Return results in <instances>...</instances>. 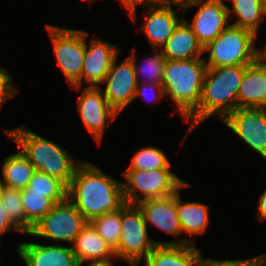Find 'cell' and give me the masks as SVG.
<instances>
[{"mask_svg": "<svg viewBox=\"0 0 266 266\" xmlns=\"http://www.w3.org/2000/svg\"><path fill=\"white\" fill-rule=\"evenodd\" d=\"M261 56L266 60V44L264 48H261Z\"/></svg>", "mask_w": 266, "mask_h": 266, "instance_id": "f35d334b", "label": "cell"}, {"mask_svg": "<svg viewBox=\"0 0 266 266\" xmlns=\"http://www.w3.org/2000/svg\"><path fill=\"white\" fill-rule=\"evenodd\" d=\"M171 168L165 152L159 148L148 146L138 150L131 159V163L126 170H152Z\"/></svg>", "mask_w": 266, "mask_h": 266, "instance_id": "f1b7e54d", "label": "cell"}, {"mask_svg": "<svg viewBox=\"0 0 266 266\" xmlns=\"http://www.w3.org/2000/svg\"><path fill=\"white\" fill-rule=\"evenodd\" d=\"M34 172V166L20 150L4 158L2 165L3 179L0 175V184L10 188L25 189Z\"/></svg>", "mask_w": 266, "mask_h": 266, "instance_id": "cb8c5ba5", "label": "cell"}, {"mask_svg": "<svg viewBox=\"0 0 266 266\" xmlns=\"http://www.w3.org/2000/svg\"><path fill=\"white\" fill-rule=\"evenodd\" d=\"M152 1H155V0H149V2H152ZM159 1H180V2H182L184 0H159Z\"/></svg>", "mask_w": 266, "mask_h": 266, "instance_id": "ab89813d", "label": "cell"}, {"mask_svg": "<svg viewBox=\"0 0 266 266\" xmlns=\"http://www.w3.org/2000/svg\"><path fill=\"white\" fill-rule=\"evenodd\" d=\"M5 131L9 140L14 141L21 152L28 158L34 166L35 171H39L58 178L68 186L73 178L76 167L81 161H75L70 153L53 142L22 125L14 129Z\"/></svg>", "mask_w": 266, "mask_h": 266, "instance_id": "3957f363", "label": "cell"}, {"mask_svg": "<svg viewBox=\"0 0 266 266\" xmlns=\"http://www.w3.org/2000/svg\"><path fill=\"white\" fill-rule=\"evenodd\" d=\"M190 7H196L198 10L192 22L185 21L203 48L230 24L228 6L223 0H184L182 1V17Z\"/></svg>", "mask_w": 266, "mask_h": 266, "instance_id": "30bf717a", "label": "cell"}, {"mask_svg": "<svg viewBox=\"0 0 266 266\" xmlns=\"http://www.w3.org/2000/svg\"><path fill=\"white\" fill-rule=\"evenodd\" d=\"M122 174L126 179L122 182L124 199L130 205L173 195L186 183L170 168L126 170Z\"/></svg>", "mask_w": 266, "mask_h": 266, "instance_id": "52a82bcc", "label": "cell"}, {"mask_svg": "<svg viewBox=\"0 0 266 266\" xmlns=\"http://www.w3.org/2000/svg\"><path fill=\"white\" fill-rule=\"evenodd\" d=\"M89 32L85 31V54L83 70L81 75V87L73 86L77 90L82 89V85L101 87L105 77L111 68L113 60L119 56L120 49L108 41L93 37L87 45Z\"/></svg>", "mask_w": 266, "mask_h": 266, "instance_id": "5bb4252c", "label": "cell"}, {"mask_svg": "<svg viewBox=\"0 0 266 266\" xmlns=\"http://www.w3.org/2000/svg\"><path fill=\"white\" fill-rule=\"evenodd\" d=\"M223 122L266 160V108H237Z\"/></svg>", "mask_w": 266, "mask_h": 266, "instance_id": "7c38bea8", "label": "cell"}, {"mask_svg": "<svg viewBox=\"0 0 266 266\" xmlns=\"http://www.w3.org/2000/svg\"><path fill=\"white\" fill-rule=\"evenodd\" d=\"M257 216H258V220L260 222H265L266 220V189L264 190L263 194H261L259 196V200H258V206H257Z\"/></svg>", "mask_w": 266, "mask_h": 266, "instance_id": "d590c367", "label": "cell"}, {"mask_svg": "<svg viewBox=\"0 0 266 266\" xmlns=\"http://www.w3.org/2000/svg\"><path fill=\"white\" fill-rule=\"evenodd\" d=\"M256 36L252 31L229 24L226 29L209 42L203 52L207 67L250 65L261 56V48L255 46Z\"/></svg>", "mask_w": 266, "mask_h": 266, "instance_id": "5b68a950", "label": "cell"}, {"mask_svg": "<svg viewBox=\"0 0 266 266\" xmlns=\"http://www.w3.org/2000/svg\"><path fill=\"white\" fill-rule=\"evenodd\" d=\"M264 254L257 255L249 259L240 260H213L209 258H204L201 254L200 262L198 266H256L262 259Z\"/></svg>", "mask_w": 266, "mask_h": 266, "instance_id": "1f68e13d", "label": "cell"}, {"mask_svg": "<svg viewBox=\"0 0 266 266\" xmlns=\"http://www.w3.org/2000/svg\"><path fill=\"white\" fill-rule=\"evenodd\" d=\"M135 50L136 49L131 50V52L128 54V57L133 63L137 83L162 84L166 59L161 53V50L153 48V56L145 59L143 64L141 63L142 65L139 64V66L137 65L136 61L137 59Z\"/></svg>", "mask_w": 266, "mask_h": 266, "instance_id": "484cf974", "label": "cell"}, {"mask_svg": "<svg viewBox=\"0 0 266 266\" xmlns=\"http://www.w3.org/2000/svg\"><path fill=\"white\" fill-rule=\"evenodd\" d=\"M113 259L106 262H90L87 266H114Z\"/></svg>", "mask_w": 266, "mask_h": 266, "instance_id": "8d00e7d4", "label": "cell"}, {"mask_svg": "<svg viewBox=\"0 0 266 266\" xmlns=\"http://www.w3.org/2000/svg\"><path fill=\"white\" fill-rule=\"evenodd\" d=\"M122 7H125L131 19L135 22L137 17V5L149 2V0H118Z\"/></svg>", "mask_w": 266, "mask_h": 266, "instance_id": "e575fe53", "label": "cell"}, {"mask_svg": "<svg viewBox=\"0 0 266 266\" xmlns=\"http://www.w3.org/2000/svg\"><path fill=\"white\" fill-rule=\"evenodd\" d=\"M16 250L26 266H80L71 246L22 242Z\"/></svg>", "mask_w": 266, "mask_h": 266, "instance_id": "2e32d148", "label": "cell"}, {"mask_svg": "<svg viewBox=\"0 0 266 266\" xmlns=\"http://www.w3.org/2000/svg\"><path fill=\"white\" fill-rule=\"evenodd\" d=\"M89 3H90V5L92 4V2H93V0H87Z\"/></svg>", "mask_w": 266, "mask_h": 266, "instance_id": "b9f144b4", "label": "cell"}, {"mask_svg": "<svg viewBox=\"0 0 266 266\" xmlns=\"http://www.w3.org/2000/svg\"><path fill=\"white\" fill-rule=\"evenodd\" d=\"M118 56L113 60L102 89L109 105L120 114L133 100L137 87L136 74L131 59L126 57L117 63Z\"/></svg>", "mask_w": 266, "mask_h": 266, "instance_id": "9a60e30c", "label": "cell"}, {"mask_svg": "<svg viewBox=\"0 0 266 266\" xmlns=\"http://www.w3.org/2000/svg\"><path fill=\"white\" fill-rule=\"evenodd\" d=\"M256 266H266V254H264V258Z\"/></svg>", "mask_w": 266, "mask_h": 266, "instance_id": "74e56055", "label": "cell"}, {"mask_svg": "<svg viewBox=\"0 0 266 266\" xmlns=\"http://www.w3.org/2000/svg\"><path fill=\"white\" fill-rule=\"evenodd\" d=\"M200 258L194 244H157L143 260L146 266H198Z\"/></svg>", "mask_w": 266, "mask_h": 266, "instance_id": "44dd1931", "label": "cell"}, {"mask_svg": "<svg viewBox=\"0 0 266 266\" xmlns=\"http://www.w3.org/2000/svg\"><path fill=\"white\" fill-rule=\"evenodd\" d=\"M12 80L8 70L0 65V109L5 102L15 97L19 92Z\"/></svg>", "mask_w": 266, "mask_h": 266, "instance_id": "4dcf8cb0", "label": "cell"}, {"mask_svg": "<svg viewBox=\"0 0 266 266\" xmlns=\"http://www.w3.org/2000/svg\"><path fill=\"white\" fill-rule=\"evenodd\" d=\"M172 4L178 6V11L173 9ZM140 5L145 12L142 16L144 20L140 24V30L143 31L152 48L161 49L183 20V18H178V12L183 10L182 2L155 0Z\"/></svg>", "mask_w": 266, "mask_h": 266, "instance_id": "8fae6325", "label": "cell"}, {"mask_svg": "<svg viewBox=\"0 0 266 266\" xmlns=\"http://www.w3.org/2000/svg\"><path fill=\"white\" fill-rule=\"evenodd\" d=\"M157 244H168V241L149 238L142 211L137 205L126 203L121 208V234L114 250L116 259H123L130 266H138Z\"/></svg>", "mask_w": 266, "mask_h": 266, "instance_id": "8992f818", "label": "cell"}, {"mask_svg": "<svg viewBox=\"0 0 266 266\" xmlns=\"http://www.w3.org/2000/svg\"><path fill=\"white\" fill-rule=\"evenodd\" d=\"M6 209L3 207V204L0 201V244H1V235L6 232H19L20 231L12 224Z\"/></svg>", "mask_w": 266, "mask_h": 266, "instance_id": "836d02e7", "label": "cell"}, {"mask_svg": "<svg viewBox=\"0 0 266 266\" xmlns=\"http://www.w3.org/2000/svg\"><path fill=\"white\" fill-rule=\"evenodd\" d=\"M160 50L166 60H188L204 55L203 46L185 19L178 24Z\"/></svg>", "mask_w": 266, "mask_h": 266, "instance_id": "7402d4cb", "label": "cell"}, {"mask_svg": "<svg viewBox=\"0 0 266 266\" xmlns=\"http://www.w3.org/2000/svg\"><path fill=\"white\" fill-rule=\"evenodd\" d=\"M31 193L45 194L55 204L67 198V186L58 178L35 171L26 187Z\"/></svg>", "mask_w": 266, "mask_h": 266, "instance_id": "4316f807", "label": "cell"}, {"mask_svg": "<svg viewBox=\"0 0 266 266\" xmlns=\"http://www.w3.org/2000/svg\"><path fill=\"white\" fill-rule=\"evenodd\" d=\"M154 92L151 94V92ZM156 92V93H155ZM152 95L151 99L149 98V100L147 99V95ZM150 95V96H151ZM139 96L144 97V99L146 98L147 101L149 102H160V100H162L165 97V91L163 89L162 84H155V83H137V87H136V93H135V99ZM145 99V100H146Z\"/></svg>", "mask_w": 266, "mask_h": 266, "instance_id": "d6a6232c", "label": "cell"}, {"mask_svg": "<svg viewBox=\"0 0 266 266\" xmlns=\"http://www.w3.org/2000/svg\"><path fill=\"white\" fill-rule=\"evenodd\" d=\"M137 206L143 213L147 227L150 223L176 238L182 234L177 215V192L170 196L141 201Z\"/></svg>", "mask_w": 266, "mask_h": 266, "instance_id": "e0dca14e", "label": "cell"}, {"mask_svg": "<svg viewBox=\"0 0 266 266\" xmlns=\"http://www.w3.org/2000/svg\"><path fill=\"white\" fill-rule=\"evenodd\" d=\"M21 199L27 221L34 226L55 205L45 194L31 193L27 188L21 190Z\"/></svg>", "mask_w": 266, "mask_h": 266, "instance_id": "f546056e", "label": "cell"}, {"mask_svg": "<svg viewBox=\"0 0 266 266\" xmlns=\"http://www.w3.org/2000/svg\"><path fill=\"white\" fill-rule=\"evenodd\" d=\"M90 223L106 243L115 250L121 234V209L95 217Z\"/></svg>", "mask_w": 266, "mask_h": 266, "instance_id": "83f0119b", "label": "cell"}, {"mask_svg": "<svg viewBox=\"0 0 266 266\" xmlns=\"http://www.w3.org/2000/svg\"><path fill=\"white\" fill-rule=\"evenodd\" d=\"M225 1V0H224ZM231 1L228 7L229 21L236 17L231 25L248 29L258 36L260 24L266 19L264 0H226Z\"/></svg>", "mask_w": 266, "mask_h": 266, "instance_id": "603a6c76", "label": "cell"}, {"mask_svg": "<svg viewBox=\"0 0 266 266\" xmlns=\"http://www.w3.org/2000/svg\"><path fill=\"white\" fill-rule=\"evenodd\" d=\"M72 244L71 249L80 266L90 262H106L114 258L116 260L114 250L90 222L76 236Z\"/></svg>", "mask_w": 266, "mask_h": 266, "instance_id": "ffe728a7", "label": "cell"}, {"mask_svg": "<svg viewBox=\"0 0 266 266\" xmlns=\"http://www.w3.org/2000/svg\"><path fill=\"white\" fill-rule=\"evenodd\" d=\"M191 184L185 183L177 191V215L179 218L182 234L190 235V238L170 241L168 244H194V235H202L206 232L210 222L209 206L200 202H183L180 193L181 189L190 187Z\"/></svg>", "mask_w": 266, "mask_h": 266, "instance_id": "d6986e66", "label": "cell"}, {"mask_svg": "<svg viewBox=\"0 0 266 266\" xmlns=\"http://www.w3.org/2000/svg\"><path fill=\"white\" fill-rule=\"evenodd\" d=\"M247 66L206 68L198 107L184 120L190 123L185 136L205 119L216 115L223 121L237 109V92Z\"/></svg>", "mask_w": 266, "mask_h": 266, "instance_id": "7a4b0ae2", "label": "cell"}, {"mask_svg": "<svg viewBox=\"0 0 266 266\" xmlns=\"http://www.w3.org/2000/svg\"><path fill=\"white\" fill-rule=\"evenodd\" d=\"M0 201L6 209L12 224L20 233L30 234L33 226L27 221L21 199V190L0 184Z\"/></svg>", "mask_w": 266, "mask_h": 266, "instance_id": "d4e9b609", "label": "cell"}, {"mask_svg": "<svg viewBox=\"0 0 266 266\" xmlns=\"http://www.w3.org/2000/svg\"><path fill=\"white\" fill-rule=\"evenodd\" d=\"M67 198L88 222L126 204L122 182L88 161L76 167L67 186Z\"/></svg>", "mask_w": 266, "mask_h": 266, "instance_id": "6da1fadb", "label": "cell"}, {"mask_svg": "<svg viewBox=\"0 0 266 266\" xmlns=\"http://www.w3.org/2000/svg\"><path fill=\"white\" fill-rule=\"evenodd\" d=\"M264 7H265V17H266V0H264Z\"/></svg>", "mask_w": 266, "mask_h": 266, "instance_id": "60d3db41", "label": "cell"}, {"mask_svg": "<svg viewBox=\"0 0 266 266\" xmlns=\"http://www.w3.org/2000/svg\"><path fill=\"white\" fill-rule=\"evenodd\" d=\"M77 102L82 122L100 144L107 125L113 123L119 114L109 105L102 87L87 86L83 88Z\"/></svg>", "mask_w": 266, "mask_h": 266, "instance_id": "4fadbf2b", "label": "cell"}, {"mask_svg": "<svg viewBox=\"0 0 266 266\" xmlns=\"http://www.w3.org/2000/svg\"><path fill=\"white\" fill-rule=\"evenodd\" d=\"M56 62L71 87H81L85 31L46 24Z\"/></svg>", "mask_w": 266, "mask_h": 266, "instance_id": "ba28073f", "label": "cell"}, {"mask_svg": "<svg viewBox=\"0 0 266 266\" xmlns=\"http://www.w3.org/2000/svg\"><path fill=\"white\" fill-rule=\"evenodd\" d=\"M204 58L166 60L162 86L165 98L170 97L185 120L197 107L201 98L206 71Z\"/></svg>", "mask_w": 266, "mask_h": 266, "instance_id": "277c9868", "label": "cell"}, {"mask_svg": "<svg viewBox=\"0 0 266 266\" xmlns=\"http://www.w3.org/2000/svg\"><path fill=\"white\" fill-rule=\"evenodd\" d=\"M87 223L88 221L83 215L66 198L63 202L56 203L33 226V230L29 235L72 244Z\"/></svg>", "mask_w": 266, "mask_h": 266, "instance_id": "9c48e42d", "label": "cell"}, {"mask_svg": "<svg viewBox=\"0 0 266 266\" xmlns=\"http://www.w3.org/2000/svg\"><path fill=\"white\" fill-rule=\"evenodd\" d=\"M237 108H266V60L262 56L245 69L237 92Z\"/></svg>", "mask_w": 266, "mask_h": 266, "instance_id": "ac0fdd59", "label": "cell"}]
</instances>
